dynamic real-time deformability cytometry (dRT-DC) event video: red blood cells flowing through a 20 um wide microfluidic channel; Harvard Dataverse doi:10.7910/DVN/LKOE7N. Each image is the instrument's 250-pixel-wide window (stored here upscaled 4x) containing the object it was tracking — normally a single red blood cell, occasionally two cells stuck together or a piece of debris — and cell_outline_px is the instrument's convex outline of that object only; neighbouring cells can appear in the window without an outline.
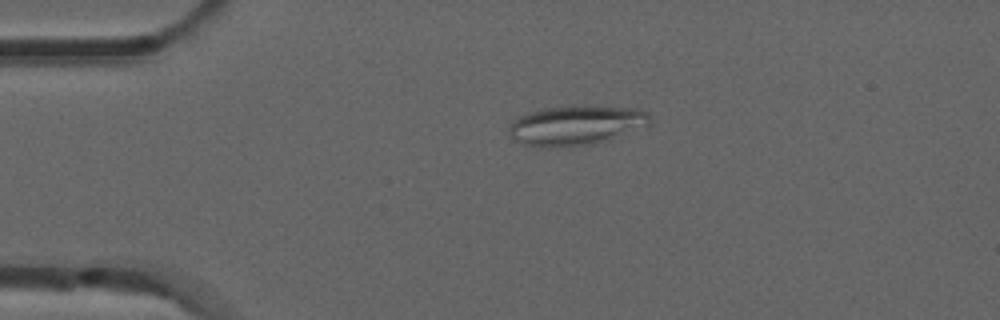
{"species": "common noctule bat (a hibernating species)", "species_latin": "Nyctalus noctula", "temperature_condition": "room temperature", "stored_images_in_passage": 46, "camera_frame_rate_fps": 3000, "um_per_image_px": 0.085, "animal": {"sex": "male", "forearm_length_mm": 52.5}, "frame": {"image": 1, "passage_image": 5, "time_ms": 1.333, "image_size_px": [1000, 320], "cell_outline_px": [[652, 124], [572, 148], [544, 148], [524, 144], [512, 140], [508, 136], [508, 128], [512, 120], [520, 116], [544, 108], [636, 108], [648, 112], [652, 116]], "centroid_in_image_um": [48.85, 10.69], "position_along_channel_um": 36.1, "area_um2": 31.5}}
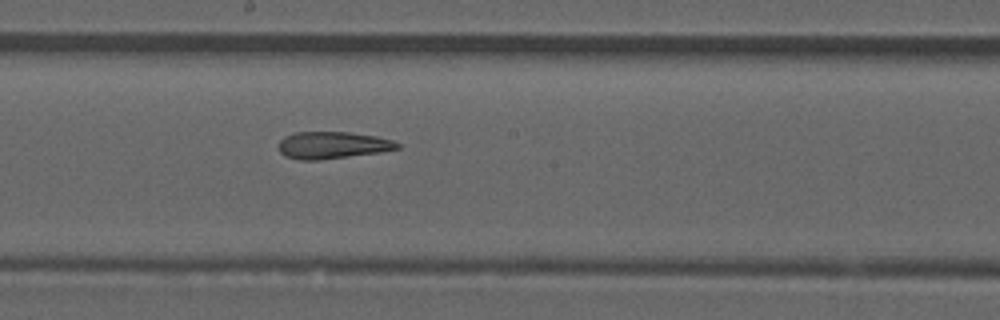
{"frame": {"image": 2, "passage_image": 22, "time_ms": 7.0, "image_size_px": [1000, 320], "cell_outline_px": [[400, 148], [380, 152], [320, 160], [300, 160], [284, 156], [280, 152], [280, 140], [284, 136], [296, 132], [348, 132], [376, 136], [392, 140], [400, 144]], "centroid_in_image_um": [28.26, 12.34], "position_along_channel_um": 219.9, "area_um2": 18.67}}
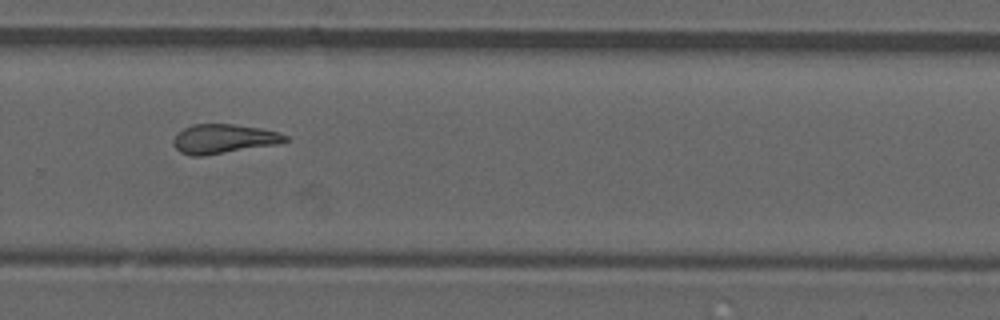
{"frame": {"image": 3, "passage_image": 29, "time_ms": 9.333, "image_size_px": [1000, 320], "cell_outline_px": [[288, 140], [276, 144], [204, 156], [192, 156], [180, 152], [172, 144], [172, 140], [184, 128], [192, 124], [232, 124], [260, 128], [276, 132], [288, 136]], "centroid_in_image_um": [18.97, 11.8], "position_along_channel_um": 310.8, "area_um2": 18.9}, "authors_computed_cell_mechanics": {"area_um2": 19.4497, "velocity_mm_per_s": 3.9095, "shape_relaxation_time_tau1_ms": null, "shape_relaxation_time_tau2_ms": 3.0825, "deformation_change_tau1": null, "deformation_change_tau2": 0.1294}}